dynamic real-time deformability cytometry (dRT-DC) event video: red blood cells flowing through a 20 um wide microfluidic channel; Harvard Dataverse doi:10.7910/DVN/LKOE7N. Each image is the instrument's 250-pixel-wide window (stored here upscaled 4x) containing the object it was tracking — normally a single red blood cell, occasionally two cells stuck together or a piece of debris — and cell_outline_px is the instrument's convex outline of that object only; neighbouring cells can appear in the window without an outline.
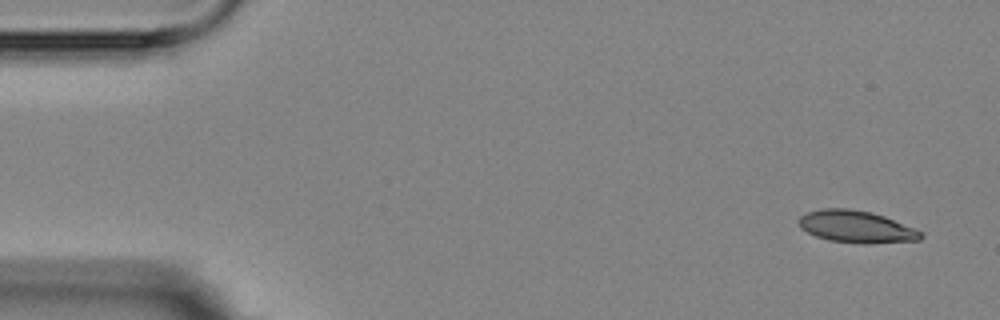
{"species": "Egyptian fruit bat (a non-hibernating species)", "species_latin": "Rousettus aegyptiacus", "temperature_condition": "room temperature", "stored_images_in_passage": 9, "camera_frame_rate_fps": 3000, "um_per_image_px": 0.085, "animal": {"sex": "female"}, "frame": {"image": 1, "passage_image": 1, "time_ms": 0.0, "image_size_px": [1000, 320], "cell_outline_px": [[924, 236], [920, 240], [864, 244], [860, 244], [828, 240], [816, 236], [800, 228], [796, 220], [800, 216], [808, 212], [824, 208], [848, 208], [872, 212], [884, 216], [916, 228], [924, 232]], "centroid_in_image_um": [72.8, 19.27], "position_along_channel_um": 12.2, "area_um2": 23.12}}
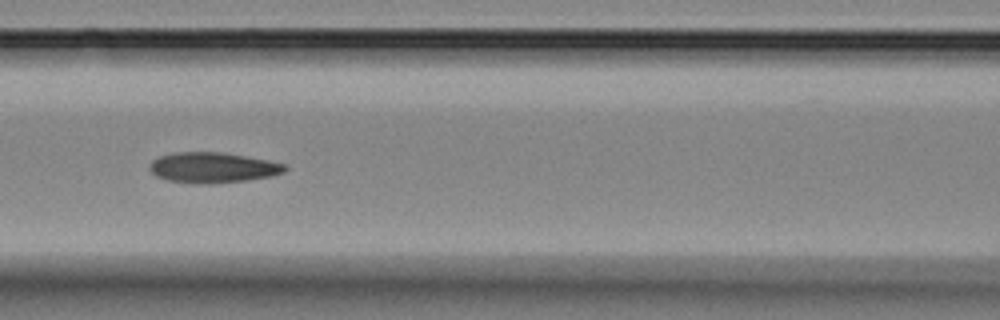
{"frame": {"image": 2, "passage_image": 7, "time_ms": 7.0, "image_size_px": [1000, 320], "cell_outline_px": [[288, 168], [284, 172], [272, 176], [244, 180], [208, 184], [200, 184], [168, 180], [156, 176], [148, 168], [148, 164], [152, 160], [160, 156], [176, 152], [220, 152], [268, 160], [284, 164]], "centroid_in_image_um": [18.06, 14.24], "position_along_channel_um": 148.5, "area_um2": 23.87}}
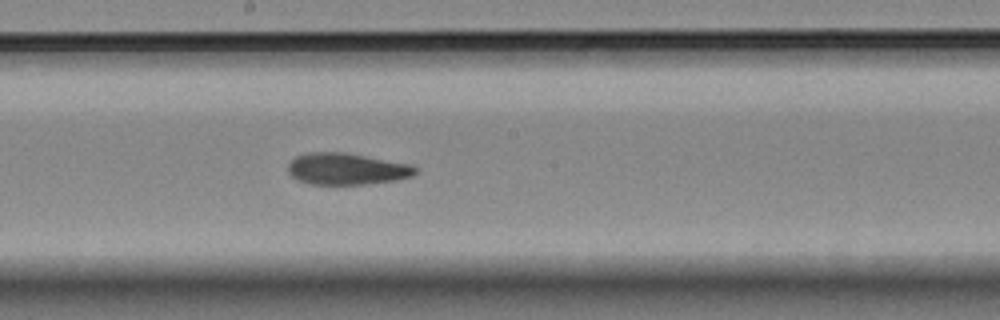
{"frame": {"image": 3, "passage_image": 9, "time_ms": 9.0, "image_size_px": [1000, 320], "cell_outline_px": [[416, 172], [412, 176], [396, 180], [364, 184], [308, 184], [292, 176], [288, 172], [288, 164], [296, 156], [308, 152], [344, 152], [412, 164], [416, 168]], "centroid_in_image_um": [29.47, 14.35], "position_along_channel_um": 218.7, "area_um2": 23.41}}